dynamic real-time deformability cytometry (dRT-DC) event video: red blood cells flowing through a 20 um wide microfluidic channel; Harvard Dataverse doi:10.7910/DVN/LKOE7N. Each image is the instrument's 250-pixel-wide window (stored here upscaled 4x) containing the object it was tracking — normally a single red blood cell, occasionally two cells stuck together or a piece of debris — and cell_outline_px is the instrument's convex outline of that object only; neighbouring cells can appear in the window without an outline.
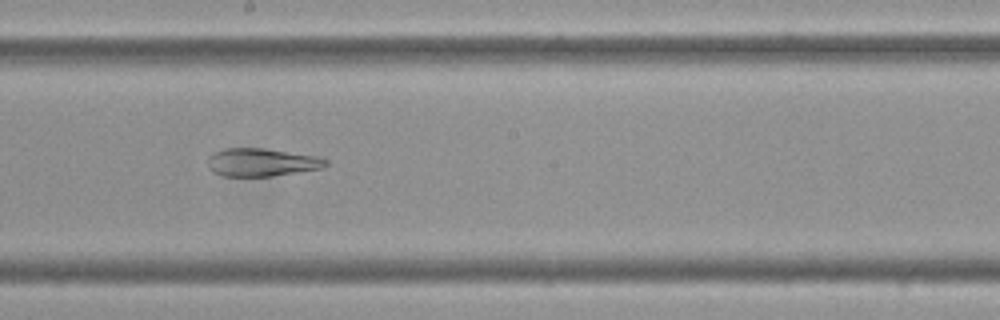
{"species": "Egyptian fruit bat (a non-hibernating species)", "species_latin": "Rousettus aegyptiacus", "temperature_condition": "cold", "stored_images_in_passage": 58, "camera_frame_rate_fps": 3000, "um_per_image_px": 0.085, "frame": {"image": 1, "passage_image": 33, "time_ms": 10.667, "image_size_px": [1000, 320], "cell_outline_px": [[328, 164], [324, 168], [272, 176], [224, 176], [212, 172], [208, 168], [208, 156], [212, 152], [224, 148], [264, 148], [320, 156], [328, 160]], "centroid_in_image_um": [22.25, 13.79], "position_along_channel_um": 226.0, "area_um2": 19.59}}
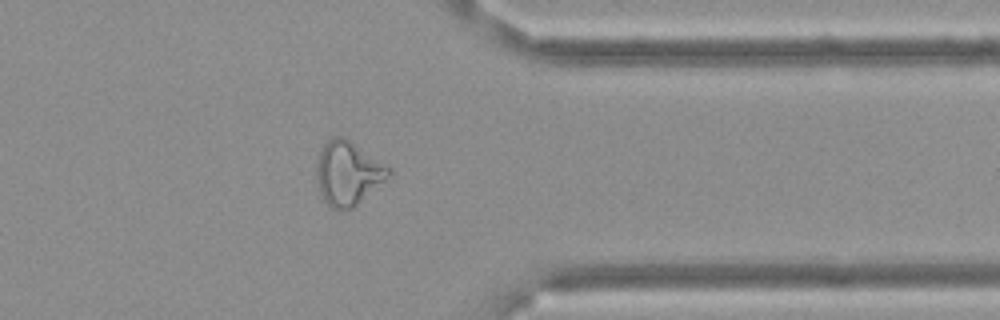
{"frame": {"image": 2, "passage_image": 47, "time_ms": 15.333, "image_size_px": [1000, 320], "cell_outline_px": [[392, 176], [352, 208], [340, 212], [332, 208], [324, 200], [320, 192], [316, 180], [316, 164], [320, 152], [324, 144], [332, 136], [344, 136], [392, 168]], "centroid_in_image_um": [29.59, 14.73], "position_along_channel_um": 381.8, "area_um2": 27.22}}
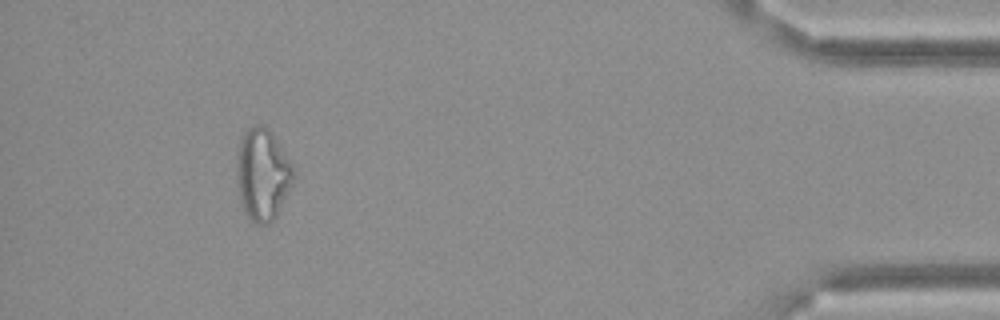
{"frame": {"image": 3, "passage_image": 54, "time_ms": 17.667, "image_size_px": [1000, 320], "cell_outline_px": [[296, 168], [292, 180], [276, 216], [268, 224], [256, 224], [244, 212], [240, 200], [236, 180], [236, 164], [240, 140], [244, 132], [252, 124], [264, 124], [272, 132]], "centroid_in_image_um": [22.3, 14.77], "position_along_channel_um": 412.9, "area_um2": 30.52}, "authors_computed_cell_mechanics": {"area_um2": 27.1949, "velocity_mm_per_s": 3.4931, "shape_relaxation_time_tau1_ms": null, "shape_relaxation_time_tau2_ms": 6.558, "deformation_change_tau1": null, "deformation_change_tau2": 0.1341}}